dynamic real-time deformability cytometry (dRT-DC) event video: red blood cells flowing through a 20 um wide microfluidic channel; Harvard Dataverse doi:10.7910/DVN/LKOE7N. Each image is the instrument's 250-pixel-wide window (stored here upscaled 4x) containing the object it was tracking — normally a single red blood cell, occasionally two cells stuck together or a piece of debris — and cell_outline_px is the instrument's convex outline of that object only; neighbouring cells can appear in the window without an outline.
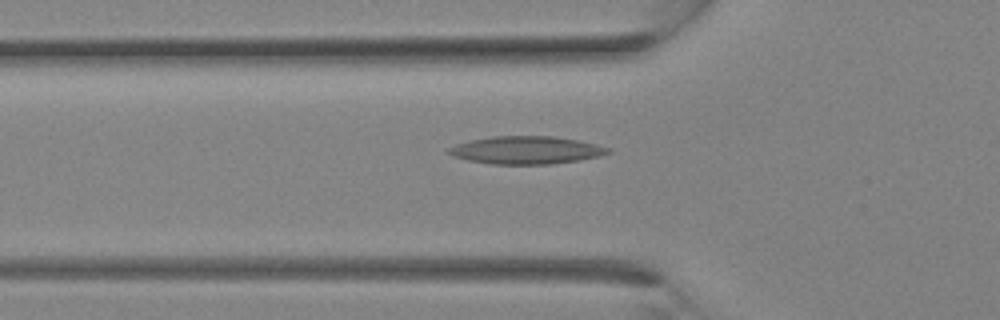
{"species": "Egyptian fruit bat (a non-hibernating species)", "species_latin": "Rousettus aegyptiacus", "temperature_condition": "room temperature", "stored_images_in_passage": 11, "camera_frame_rate_fps": 3000, "um_per_image_px": 0.085, "animal": {"sex": "female"}, "frame": {"image": 1, "passage_image": 3, "time_ms": 0.667, "image_size_px": [1000, 320], "cell_outline_px": [[612, 152], [600, 156], [580, 160], [552, 164], [492, 164], [468, 160], [452, 156], [448, 152], [448, 148], [456, 144], [468, 140], [492, 136], [552, 136], [576, 140], [612, 148]], "centroid_in_image_um": [44.73, 12.76], "position_along_channel_um": 81.1, "area_um2": 25.84}}
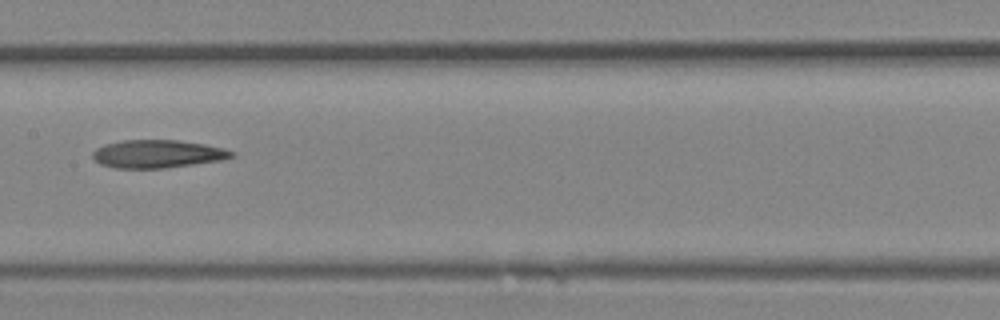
{"frame": {"image": 2, "passage_image": 8, "time_ms": 2.333, "image_size_px": [1000, 320], "cell_outline_px": [[236, 156], [220, 160], [164, 168], [112, 168], [100, 164], [92, 160], [92, 152], [96, 148], [104, 144], [120, 140], [180, 140], [204, 144], [224, 148], [236, 152]], "centroid_in_image_um": [13.35, 13.08], "position_along_channel_um": 194.0, "area_um2": 22.89}}
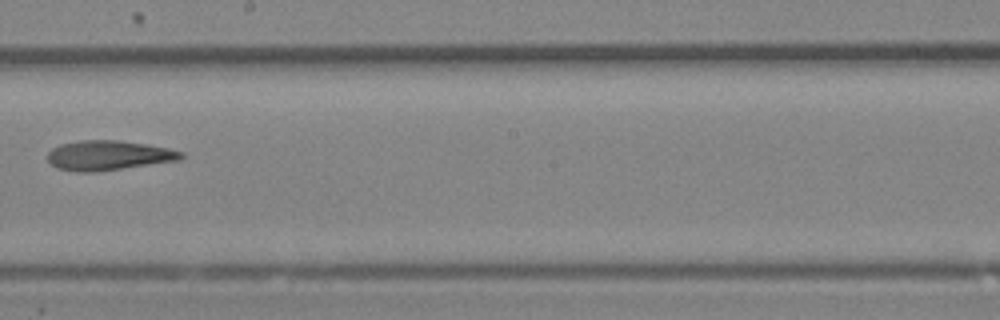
{"frame": {"image": 3, "passage_image": 10, "time_ms": 3.0, "image_size_px": [1000, 320], "cell_outline_px": [[184, 156], [180, 160], [96, 172], [76, 172], [56, 168], [48, 160], [48, 152], [52, 148], [60, 144], [80, 140], [120, 140], [168, 148], [184, 152]], "centroid_in_image_um": [9.21, 13.21], "position_along_channel_um": 239.0, "area_um2": 23.18}}